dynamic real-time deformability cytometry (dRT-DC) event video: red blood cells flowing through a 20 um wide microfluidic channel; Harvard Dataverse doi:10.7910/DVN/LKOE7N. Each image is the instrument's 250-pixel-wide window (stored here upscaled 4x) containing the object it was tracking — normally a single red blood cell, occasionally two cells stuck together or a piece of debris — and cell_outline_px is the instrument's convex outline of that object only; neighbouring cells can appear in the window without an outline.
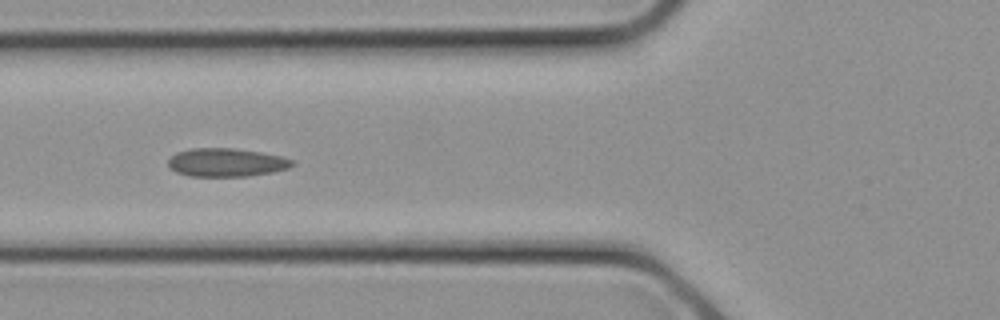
{"species": "common noctule bat (a hibernating species)", "species_latin": "Nyctalus noctula", "temperature_condition": "cold", "stored_images_in_passage": 13, "camera_frame_rate_fps": 3000, "um_per_image_px": 0.085, "animal": {"sex": "female", "body_mass_g": 21.9}, "frame": {"image": 1, "passage_image": 10, "time_ms": 3.0, "image_size_px": [1000, 320], "cell_outline_px": [[296, 164], [288, 168], [272, 172], [248, 176], [188, 176], [176, 172], [168, 168], [168, 160], [176, 152], [192, 148], [236, 148], [260, 152], [280, 156], [296, 160]], "centroid_in_image_um": [19.24, 13.8], "position_along_channel_um": 106.6, "area_um2": 20.69}}
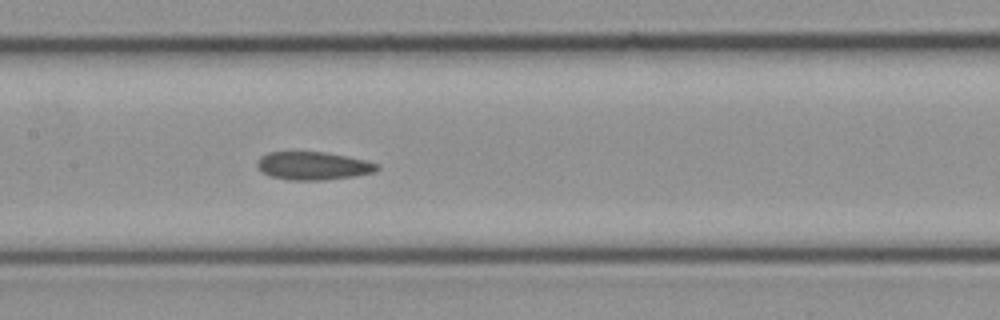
{"frame": {"image": 2, "passage_image": 13, "time_ms": 4.0, "image_size_px": [1000, 320], "cell_outline_px": [[380, 168], [376, 172], [356, 176], [324, 180], [288, 180], [268, 176], [260, 172], [256, 168], [256, 160], [260, 156], [268, 152], [324, 152], [348, 156], [380, 164]], "centroid_in_image_um": [26.59, 14.1], "position_along_channel_um": 180.8, "area_um2": 20.06}}